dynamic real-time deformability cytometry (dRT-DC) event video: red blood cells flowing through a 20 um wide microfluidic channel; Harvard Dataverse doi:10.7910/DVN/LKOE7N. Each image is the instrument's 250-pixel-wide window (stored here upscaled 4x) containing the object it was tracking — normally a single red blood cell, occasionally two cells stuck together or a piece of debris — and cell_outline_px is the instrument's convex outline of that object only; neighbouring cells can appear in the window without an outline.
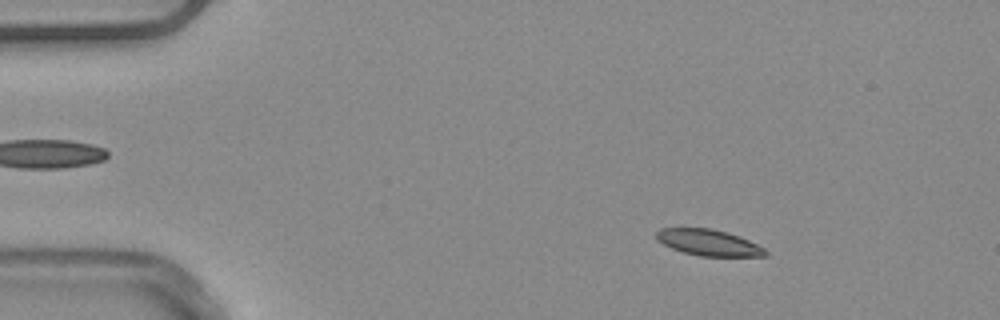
{"species": "common noctule bat (a hibernating species)", "species_latin": "Nyctalus noctula", "temperature_condition": "warm", "stored_images_in_passage": 52, "camera_frame_rate_fps": 3000, "um_per_image_px": 0.085, "animal": {"sex": "male", "body_mass_g": 20.4}, "frame": {"image": 1, "passage_image": 8, "time_ms": 2.333, "image_size_px": [1000, 320], "cell_outline_px": [[768, 256], [700, 256], [684, 252], [672, 248], [664, 244], [656, 236], [656, 232], [660, 228], [712, 228], [740, 236], [764, 248], [768, 252]], "centroid_in_image_um": [60.26, 20.61], "position_along_channel_um": 24.7, "area_um2": 16.47}}
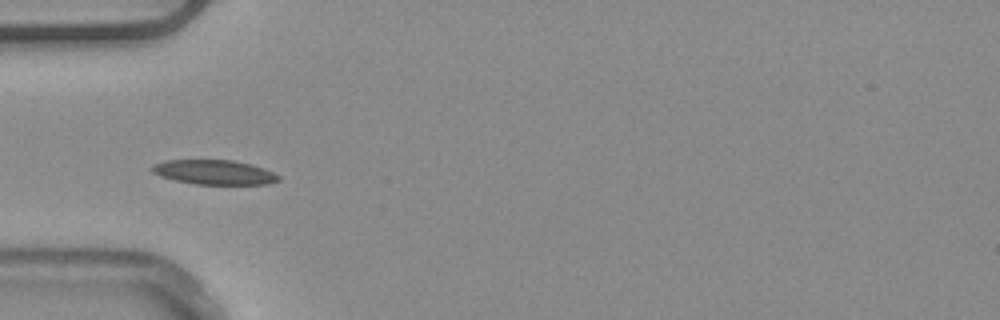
{"frame": {"image": 2, "passage_image": 17, "time_ms": 5.333, "image_size_px": [1000, 320], "cell_outline_px": [[280, 180], [268, 184], [196, 184], [176, 180], [160, 176], [152, 172], [148, 168], [152, 164], [164, 160], [232, 160], [252, 164], [264, 168], [280, 176]], "centroid_in_image_um": [18.18, 14.63], "position_along_channel_um": 66.8, "area_um2": 18.21}}
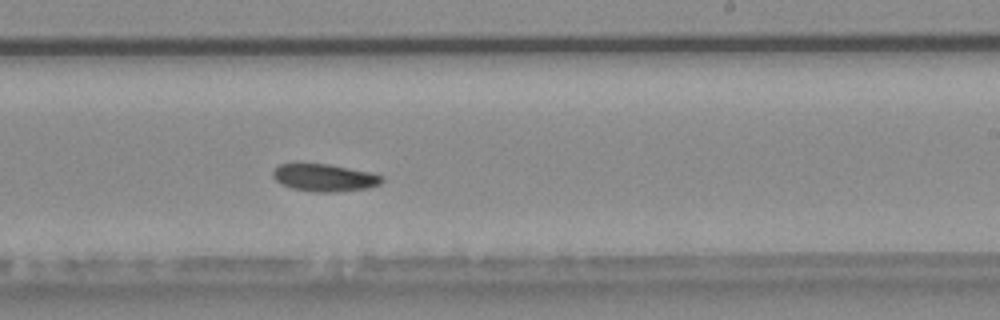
{"frame": {"image": 3, "passage_image": 32, "time_ms": 10.333, "image_size_px": [1000, 320], "cell_outline_px": [[384, 180], [380, 184], [368, 188], [336, 192], [316, 192], [292, 188], [280, 184], [272, 176], [272, 172], [280, 164], [328, 164], [368, 172], [384, 176]], "centroid_in_image_um": [27.59, 15.11], "position_along_channel_um": 261.4, "area_um2": 17.28}}